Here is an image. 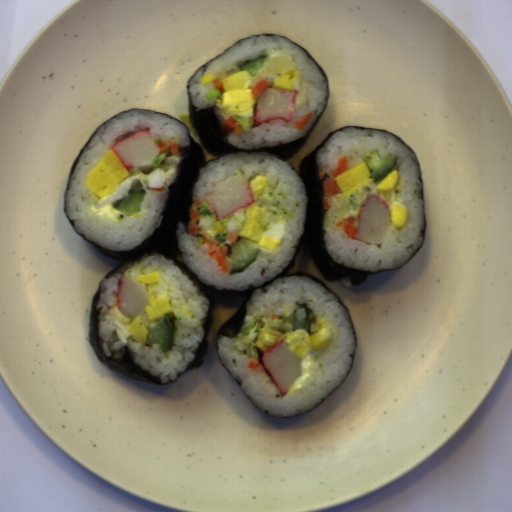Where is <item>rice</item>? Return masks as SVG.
I'll use <instances>...</instances> for the list:
<instances>
[{
    "mask_svg": "<svg viewBox=\"0 0 512 512\" xmlns=\"http://www.w3.org/2000/svg\"><path fill=\"white\" fill-rule=\"evenodd\" d=\"M378 149L381 159L386 156H397L396 168L398 181L390 191H378L377 186L389 174L378 182L367 184L372 189L370 194H378L384 199L390 210L393 203L408 209L407 221L403 227L397 228L391 222L387 237L380 244H370L356 237H348L344 230L326 231L323 229V240L326 252L337 263L344 264L345 269L365 272L378 270H395L405 264L419 249L424 236L423 200L417 198L422 190L420 165L415 155L395 136L384 131H357L348 127L330 136L317 152L318 166L326 167L323 173L329 174L326 179L337 178L334 171L339 159H348L345 172L363 164L367 150ZM399 189V194L394 190Z\"/></svg>",
    "mask_w": 512,
    "mask_h": 512,
    "instance_id": "5",
    "label": "rice"
},
{
    "mask_svg": "<svg viewBox=\"0 0 512 512\" xmlns=\"http://www.w3.org/2000/svg\"><path fill=\"white\" fill-rule=\"evenodd\" d=\"M372 191L373 189L368 184H365L356 188L355 192H352L347 199L343 192L335 196H324V200H327V204L331 208L326 209L323 230L327 232L344 231L342 228L346 224L343 223L341 227H337L336 223L349 217H353V225L357 228L360 206L363 204L367 194H371Z\"/></svg>",
    "mask_w": 512,
    "mask_h": 512,
    "instance_id": "7",
    "label": "rice"
},
{
    "mask_svg": "<svg viewBox=\"0 0 512 512\" xmlns=\"http://www.w3.org/2000/svg\"><path fill=\"white\" fill-rule=\"evenodd\" d=\"M255 290L249 301L246 303V316L242 325L252 321L256 312L264 315L278 316L289 310L293 313L297 306L296 302L308 304L307 308L319 318H326V327L332 332V340L325 348V354L317 358L323 365L319 369L317 363L311 368L315 370L314 379L308 389L277 398L275 394L281 391L274 383L270 373L259 365L253 370L248 367L249 357L247 354H238L232 351L236 338H218L219 349L227 358L230 372L239 374L243 383L246 395L251 396L253 402L268 414L276 416H289L311 410L314 403L320 398L327 396L331 390L340 383L352 359L348 354L354 351L355 339L351 327L349 313L339 303L338 297L329 292L324 286L306 276H284L276 278L270 285ZM231 358H237V364L232 363Z\"/></svg>",
    "mask_w": 512,
    "mask_h": 512,
    "instance_id": "3",
    "label": "rice"
},
{
    "mask_svg": "<svg viewBox=\"0 0 512 512\" xmlns=\"http://www.w3.org/2000/svg\"><path fill=\"white\" fill-rule=\"evenodd\" d=\"M140 130H149L153 143H177L181 147L191 145L190 133L185 125L163 114L150 111L132 110L117 115L105 122L95 133L82 154L79 164L70 180V190L65 197V209L69 219H75L77 233H82L107 250H130L139 246L147 237L159 228L163 216L161 211L166 205L169 185L173 184L178 163L184 159L175 157V167L168 172L154 169L150 175L142 171L130 174L121 182L112 194L100 201L89 189L85 179L93 168L103 159L111 146L133 135ZM165 187L163 193L153 192V188ZM144 200L140 204L142 211L134 212L127 217L124 212L115 208L119 202L128 197L130 190H144ZM121 214H115L117 221L107 215L104 217L93 214L90 206L101 209L110 205Z\"/></svg>",
    "mask_w": 512,
    "mask_h": 512,
    "instance_id": "2",
    "label": "rice"
},
{
    "mask_svg": "<svg viewBox=\"0 0 512 512\" xmlns=\"http://www.w3.org/2000/svg\"><path fill=\"white\" fill-rule=\"evenodd\" d=\"M160 271L161 280L156 284H148L147 290L152 288V293L157 299L166 296L174 312H169L164 318L170 322L174 337L169 351L161 354L159 345H153L154 349L147 348V343H137L124 327V324L132 322L131 317H125L116 306V295L122 275L135 281L138 274H150ZM101 288H106L105 293H100L97 311L103 306L98 316V337L106 358L113 356L112 360L121 359L125 347L135 364L148 371L153 377H159L161 383L173 382L178 373L188 371V366L197 357L196 351L200 343H203L206 330L205 325L211 302L209 298L200 292L199 285H195L188 273L174 265L173 259H166L158 253H143L139 259H135L126 266L120 268L104 279ZM162 317V318H163ZM149 321L142 318L145 325L154 326L159 320Z\"/></svg>",
    "mask_w": 512,
    "mask_h": 512,
    "instance_id": "4",
    "label": "rice"
},
{
    "mask_svg": "<svg viewBox=\"0 0 512 512\" xmlns=\"http://www.w3.org/2000/svg\"><path fill=\"white\" fill-rule=\"evenodd\" d=\"M260 55H268L269 58L259 69L257 76L252 78L254 83L250 88L263 79L272 84L277 73L288 74L289 71L297 70L300 75L295 82L294 90H298L299 93L297 94L296 108L291 122L276 119L259 124L256 127L253 126L255 108L248 113L239 114L252 125V129L247 133L243 130L242 134H235L234 130H230L227 141L231 145L245 150L259 147L272 148L279 145V143L284 145L305 137L307 130L312 129L318 116L326 109L329 97L324 75L303 50L284 37L261 36L239 42L207 64L205 72L200 68L193 79L189 80L191 102L194 107H198L195 111L198 112L203 108L214 106V113H217L221 125L231 117L236 121L233 125H240L243 129L242 125L233 117L235 113L224 115L222 105H217L216 100L221 99L222 96L212 98L211 101L204 97V93L213 89L214 85L210 82L207 87H203L200 85V77L210 74L215 75L216 78L222 81L227 76L240 71L239 67L245 61L257 60ZM310 109L313 110V116L306 124V130H297L295 122L303 119Z\"/></svg>",
    "mask_w": 512,
    "mask_h": 512,
    "instance_id": "6",
    "label": "rice"
},
{
    "mask_svg": "<svg viewBox=\"0 0 512 512\" xmlns=\"http://www.w3.org/2000/svg\"><path fill=\"white\" fill-rule=\"evenodd\" d=\"M226 229H227V232H229V231H233L234 232V230L237 229V226H236L235 222L232 219L227 224Z\"/></svg>",
    "mask_w": 512,
    "mask_h": 512,
    "instance_id": "9",
    "label": "rice"
},
{
    "mask_svg": "<svg viewBox=\"0 0 512 512\" xmlns=\"http://www.w3.org/2000/svg\"><path fill=\"white\" fill-rule=\"evenodd\" d=\"M210 223H211V220L207 219V218H201V220H197V225L200 227L209 225Z\"/></svg>",
    "mask_w": 512,
    "mask_h": 512,
    "instance_id": "8",
    "label": "rice"
},
{
    "mask_svg": "<svg viewBox=\"0 0 512 512\" xmlns=\"http://www.w3.org/2000/svg\"><path fill=\"white\" fill-rule=\"evenodd\" d=\"M267 177V186L252 204L271 213L264 218V235L283 243L276 250L260 247L259 244L238 236L237 242L244 240L254 248L262 249L255 263L242 273L229 275L223 273L216 258L210 257L214 247L209 243L196 246L197 238L188 233L187 224H176V235L180 256L177 260L197 276L201 284L215 286L216 290L247 291L250 285L260 288L266 281L275 279L293 259L297 249L291 248L299 243V237L305 233L307 222V189L304 179L292 170L291 164L282 161L268 152L227 153L219 160L206 163L199 169L198 180L192 189V198L203 201L207 193V183L220 184L231 176H240L247 185L256 176ZM236 242V243H237Z\"/></svg>",
    "mask_w": 512,
    "mask_h": 512,
    "instance_id": "1",
    "label": "rice"
},
{
    "mask_svg": "<svg viewBox=\"0 0 512 512\" xmlns=\"http://www.w3.org/2000/svg\"><path fill=\"white\" fill-rule=\"evenodd\" d=\"M231 247H232V246H229V245H228V255H227V256H231Z\"/></svg>",
    "mask_w": 512,
    "mask_h": 512,
    "instance_id": "10",
    "label": "rice"
}]
</instances>
